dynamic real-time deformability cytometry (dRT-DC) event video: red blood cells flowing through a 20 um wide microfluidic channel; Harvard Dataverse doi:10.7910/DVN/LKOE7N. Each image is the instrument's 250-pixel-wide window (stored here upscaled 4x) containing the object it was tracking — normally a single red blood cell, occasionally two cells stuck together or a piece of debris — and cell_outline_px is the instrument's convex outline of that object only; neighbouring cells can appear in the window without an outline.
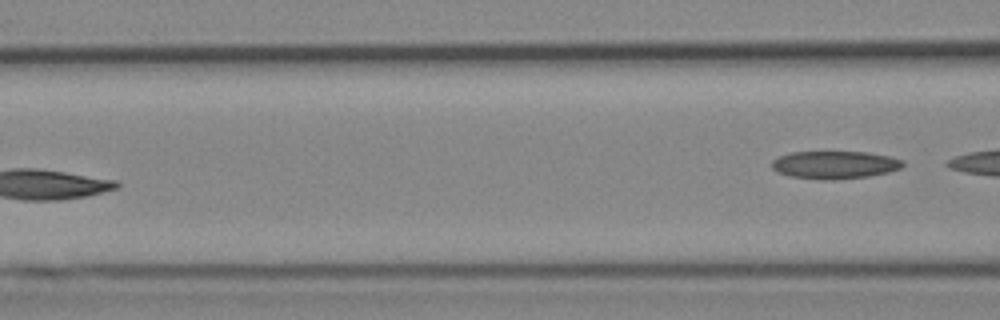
{"species": "Egyptian fruit bat (a non-hibernating species)", "species_latin": "Rousettus aegyptiacus", "temperature_condition": "cold", "stored_images_in_passage": 7, "segment_of_instrument_passage": [2, 2], "camera_frame_rate_fps": 3000, "um_per_image_px": 0.085, "animal": {"sex": "female"}, "frame": {"image": 1, "passage_image": 7, "time_ms": 8.0, "image_size_px": [1000, 320], "cell_outline_px": [[904, 164], [900, 168], [888, 172], [868, 176], [832, 180], [824, 180], [792, 176], [776, 172], [772, 168], [772, 160], [776, 156], [792, 152], [868, 152], [888, 156], [904, 160]], "centroid_in_image_um": [70.93, 14.0], "position_along_channel_um": 95.7, "area_um2": 21.21}}